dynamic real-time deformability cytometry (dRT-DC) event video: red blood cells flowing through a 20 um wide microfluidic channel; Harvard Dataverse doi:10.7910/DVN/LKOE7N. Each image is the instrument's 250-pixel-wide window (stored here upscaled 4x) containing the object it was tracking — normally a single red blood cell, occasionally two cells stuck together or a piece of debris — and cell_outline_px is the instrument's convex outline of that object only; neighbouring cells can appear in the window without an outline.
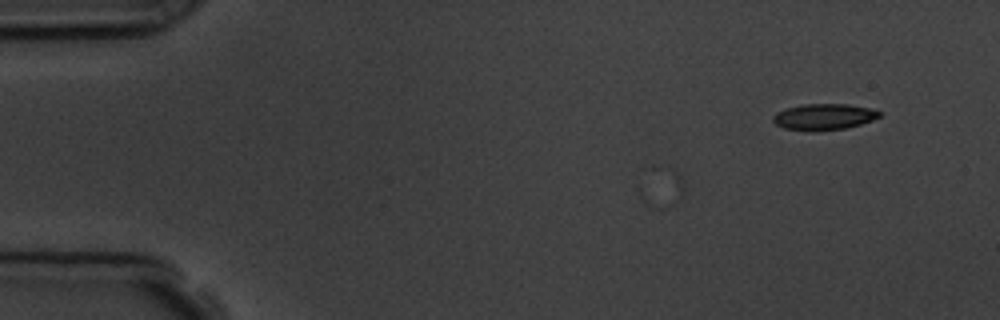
{"species": "common noctule bat (a hibernating species)", "species_latin": "Nyctalus noctula", "temperature_condition": "room temperature", "stored_images_in_passage": 2, "camera_frame_rate_fps": 3000, "um_per_image_px": 0.085, "animal": {"sex": "male", "body_mass_g": 19.5, "forearm_length_mm": 54.6}, "frame": {"image": 1, "passage_image": 2, "time_ms": 1.333, "image_size_px": [1000, 320], "cell_outline_px": [[880, 116], [872, 120], [860, 124], [844, 128], [784, 128], [776, 124], [772, 120], [772, 116], [788, 108], [804, 104], [848, 104], [872, 108], [880, 112]], "centroid_in_image_um": [70.09, 9.87], "position_along_channel_um": 14.9, "area_um2": 15.26}}